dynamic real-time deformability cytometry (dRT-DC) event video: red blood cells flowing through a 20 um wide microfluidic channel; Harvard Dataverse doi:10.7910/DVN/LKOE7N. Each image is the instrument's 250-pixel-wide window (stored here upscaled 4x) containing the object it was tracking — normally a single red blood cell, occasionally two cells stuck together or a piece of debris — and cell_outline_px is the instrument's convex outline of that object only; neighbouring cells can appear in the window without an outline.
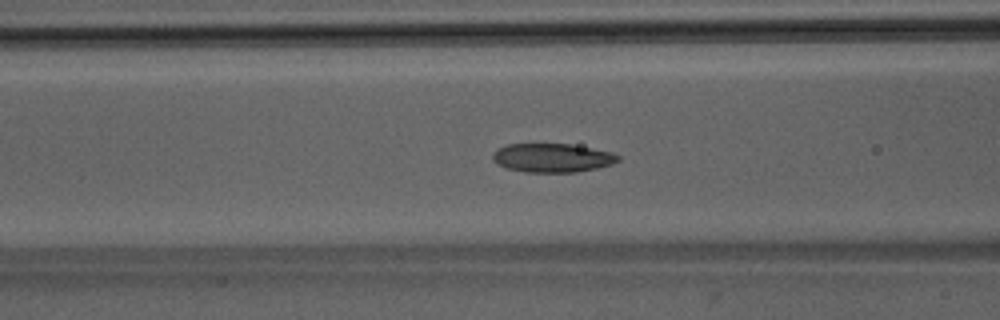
{"species": "Egyptian fruit bat (a non-hibernating species)", "species_latin": "Rousettus aegyptiacus", "temperature_condition": "room temperature", "stored_images_in_passage": 44, "camera_frame_rate_fps": 3000, "um_per_image_px": 0.085, "animal": {"sex": "male"}, "frame": {"image": 1, "passage_image": 15, "time_ms": 4.667, "image_size_px": [1000, 320], "cell_outline_px": [[620, 160], [612, 164], [596, 168], [576, 172], [524, 172], [504, 168], [496, 164], [492, 160], [492, 152], [508, 144], [572, 144], [612, 152], [620, 156]], "centroid_in_image_um": [46.92, 13.42], "position_along_channel_um": 119.7, "area_um2": 21.21}}
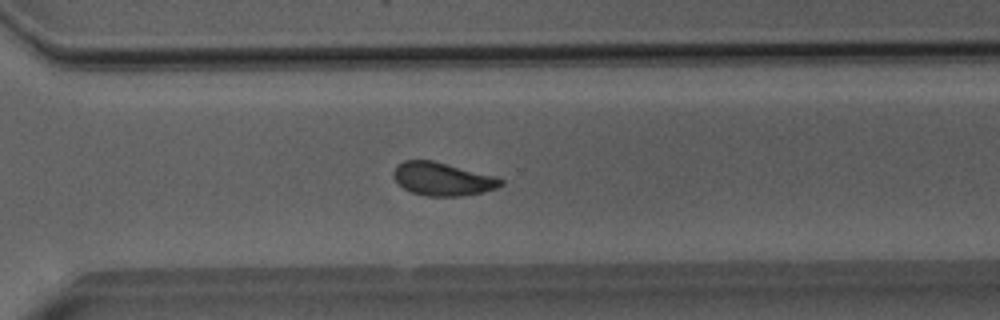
{"frame": {"image": 2, "passage_image": 31, "time_ms": 10.0, "image_size_px": [1000, 320], "cell_outline_px": [[504, 184], [496, 188], [484, 192], [460, 196], [424, 196], [412, 192], [404, 188], [392, 176], [392, 172], [396, 164], [404, 160], [432, 160], [500, 176], [504, 180]], "centroid_in_image_um": [37.65, 15.2], "position_along_channel_um": 332.9, "area_um2": 21.15}}
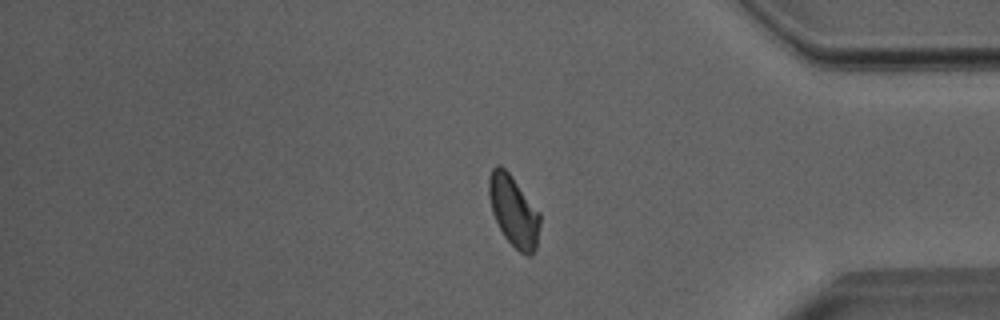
{"frame": {"image": 3, "passage_image": 37, "time_ms": 12.0, "image_size_px": [1000, 320], "cell_outline_px": [[540, 224], [536, 248], [532, 256], [524, 256], [504, 236], [492, 212], [488, 196], [488, 176], [492, 168], [496, 164], [500, 164], [512, 176], [540, 212]], "centroid_in_image_um": [43.65, 17.92], "position_along_channel_um": 391.5, "area_um2": 21.27}, "authors_computed_cell_mechanics": {"area_um2": 21.1259, "velocity_mm_per_s": 4.0084, "shape_relaxation_time_tau1_ms": 5.7581, "shape_relaxation_time_tau2_ms": 2.2869, "deformation_change_tau1": 0.133, "deformation_change_tau2": 0.0762}}